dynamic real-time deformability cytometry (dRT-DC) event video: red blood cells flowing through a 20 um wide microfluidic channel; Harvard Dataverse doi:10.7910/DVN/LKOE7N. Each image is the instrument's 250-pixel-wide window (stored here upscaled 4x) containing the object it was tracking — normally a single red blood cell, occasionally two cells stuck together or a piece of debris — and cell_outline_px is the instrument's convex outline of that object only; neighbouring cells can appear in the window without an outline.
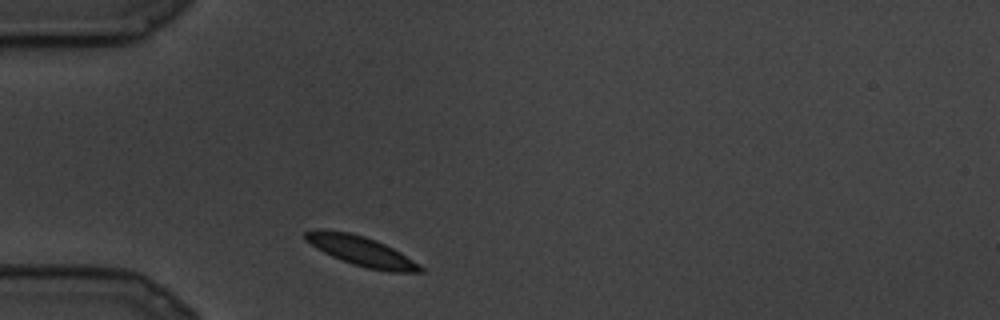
{"species": "common noctule bat (a hibernating species)", "species_latin": "Nyctalus noctula", "temperature_condition": "cold", "stored_images_in_passage": 20, "camera_frame_rate_fps": 3000, "um_per_image_px": 0.085, "animal": {"sex": "male", "body_mass_g": 19.5, "forearm_length_mm": 54.6}, "frame": {"image": 1, "passage_image": 1, "time_ms": 0.0, "image_size_px": [1000, 320], "cell_outline_px": [[424, 272], [388, 272], [368, 268], [352, 264], [332, 256], [316, 248], [304, 240], [304, 232], [316, 228], [352, 232], [376, 240], [400, 252], [420, 264], [424, 268]], "centroid_in_image_um": [30.69, 21.33], "position_along_channel_um": 54.3, "area_um2": 20.06}}
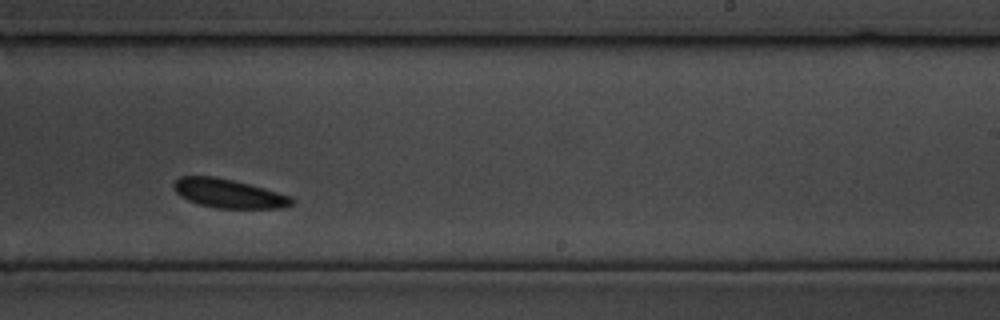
{"frame": {"image": 2, "passage_image": 10, "time_ms": 3.0, "image_size_px": [1000, 320], "cell_outline_px": [[296, 200], [292, 204], [280, 208], [216, 208], [200, 204], [188, 200], [180, 196], [172, 188], [172, 184], [180, 176], [212, 176], [232, 180], [264, 188], [292, 196]], "centroid_in_image_um": [19.43, 16.44], "position_along_channel_um": 269.6, "area_um2": 19.83}}
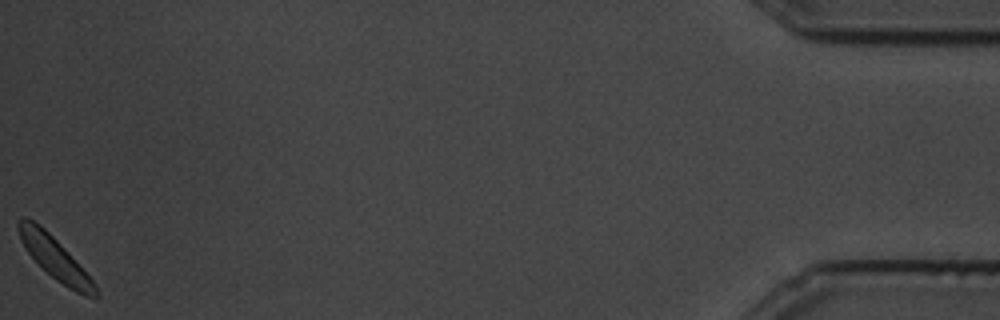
{"frame": {"image": 3, "passage_image": 20, "time_ms": 6.333, "image_size_px": [1000, 320], "cell_outline_px": [[100, 296], [96, 300], [84, 296], [68, 288], [56, 280], [24, 248], [20, 240], [16, 224], [20, 216], [24, 216], [40, 224], [68, 252], [96, 284]], "centroid_in_image_um": [4.68, 21.95], "position_along_channel_um": 430.5, "area_um2": 18.84}}